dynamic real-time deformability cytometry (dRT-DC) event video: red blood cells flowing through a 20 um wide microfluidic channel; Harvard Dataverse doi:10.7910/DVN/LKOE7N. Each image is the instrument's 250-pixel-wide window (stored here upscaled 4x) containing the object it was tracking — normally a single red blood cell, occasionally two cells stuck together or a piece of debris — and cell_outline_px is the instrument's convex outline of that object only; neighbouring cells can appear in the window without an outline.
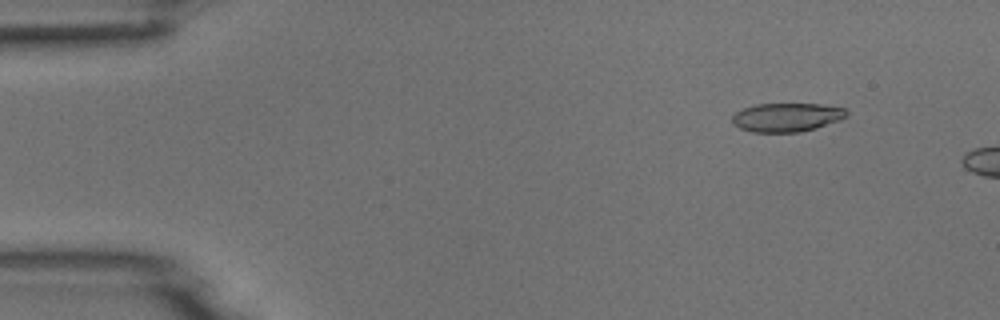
{"species": "common noctule bat (a hibernating species)", "species_latin": "Nyctalus noctula", "temperature_condition": "room temperature", "stored_images_in_passage": 10, "camera_frame_rate_fps": 3000, "um_per_image_px": 0.085, "animal": {"sex": "male", "body_mass_g": 18.8}, "frame": {"image": 1, "passage_image": 6, "time_ms": 1.667, "image_size_px": [1000, 320], "cell_outline_px": [[848, 116], [840, 120], [816, 128], [800, 132], [752, 132], [740, 128], [732, 124], [732, 116], [736, 112], [744, 108], [756, 104], [820, 104], [844, 108], [848, 112]], "centroid_in_image_um": [66.88, 9.97], "position_along_channel_um": 18.1, "area_um2": 19.19}}